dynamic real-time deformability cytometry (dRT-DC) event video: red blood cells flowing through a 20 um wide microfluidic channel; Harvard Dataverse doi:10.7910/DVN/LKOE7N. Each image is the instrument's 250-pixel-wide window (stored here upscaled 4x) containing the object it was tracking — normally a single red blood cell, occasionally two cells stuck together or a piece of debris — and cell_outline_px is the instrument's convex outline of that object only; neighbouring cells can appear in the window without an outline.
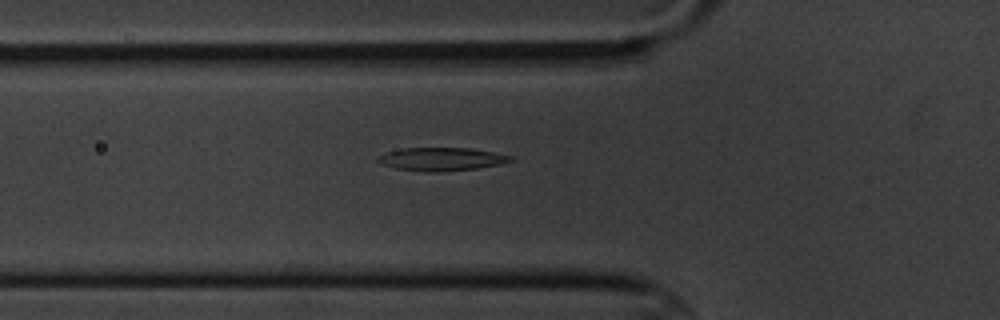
{"species": "common noctule bat (a hibernating species)", "species_latin": "Nyctalus noctula", "temperature_condition": "cold", "stored_images_in_passage": 7, "camera_frame_rate_fps": 3000, "um_per_image_px": 0.085, "animal": {"sex": "male", "body_mass_g": 20.1, "forearm_length_mm": 53.5}, "frame": {"image": 1, "passage_image": 7, "time_ms": 7.0, "image_size_px": [1000, 320], "cell_outline_px": [[516, 160], [500, 164], [476, 168], [436, 172], [424, 172], [396, 168], [380, 164], [376, 160], [376, 156], [388, 152], [404, 148], [472, 148], [512, 156]], "centroid_in_image_um": [37.51, 13.52], "position_along_channel_um": 88.3, "area_um2": 17.92}}